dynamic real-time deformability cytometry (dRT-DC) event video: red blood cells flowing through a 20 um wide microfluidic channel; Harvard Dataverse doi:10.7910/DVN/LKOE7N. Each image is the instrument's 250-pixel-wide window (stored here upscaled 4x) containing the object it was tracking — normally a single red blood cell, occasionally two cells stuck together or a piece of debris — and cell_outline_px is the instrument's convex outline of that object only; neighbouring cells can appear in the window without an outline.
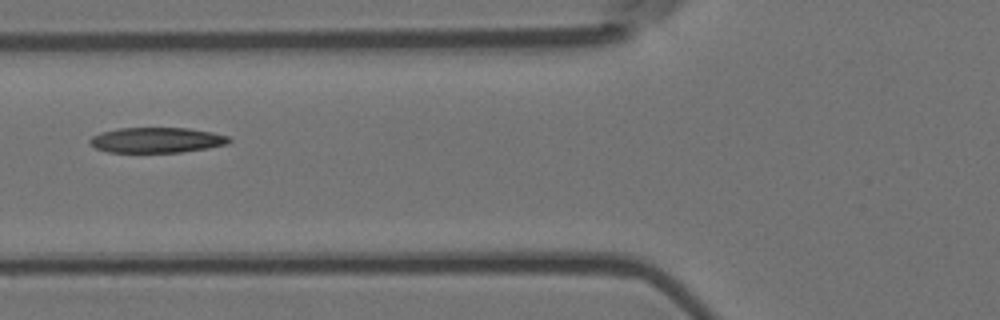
{"species": "Egyptian fruit bat (a non-hibernating species)", "species_latin": "Rousettus aegyptiacus", "temperature_condition": "room temperature", "stored_images_in_passage": 4, "camera_frame_rate_fps": 3000, "um_per_image_px": 0.085, "animal": {"sex": "female"}, "frame": {"image": 1, "passage_image": 4, "time_ms": 1.0, "image_size_px": [1000, 320], "cell_outline_px": [[232, 140], [228, 144], [208, 148], [180, 152], [108, 152], [96, 148], [88, 144], [88, 140], [92, 136], [100, 132], [120, 128], [188, 128], [212, 132], [228, 136]], "centroid_in_image_um": [13.3, 11.9], "position_along_channel_um": 112.5, "area_um2": 20.63}}